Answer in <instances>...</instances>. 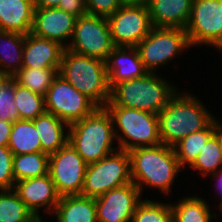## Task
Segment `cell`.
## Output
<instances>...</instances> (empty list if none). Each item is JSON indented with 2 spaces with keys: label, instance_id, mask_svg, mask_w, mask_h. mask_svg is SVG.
Returning <instances> with one entry per match:
<instances>
[{
  "label": "cell",
  "instance_id": "cell-1",
  "mask_svg": "<svg viewBox=\"0 0 222 222\" xmlns=\"http://www.w3.org/2000/svg\"><path fill=\"white\" fill-rule=\"evenodd\" d=\"M179 94V95H178ZM191 94L175 93L158 113L162 144L173 147L187 135L205 129L214 116Z\"/></svg>",
  "mask_w": 222,
  "mask_h": 222
},
{
  "label": "cell",
  "instance_id": "cell-2",
  "mask_svg": "<svg viewBox=\"0 0 222 222\" xmlns=\"http://www.w3.org/2000/svg\"><path fill=\"white\" fill-rule=\"evenodd\" d=\"M68 142L89 165L114 153L115 126L111 114L105 107H98L92 114L69 125ZM113 142V143H112Z\"/></svg>",
  "mask_w": 222,
  "mask_h": 222
},
{
  "label": "cell",
  "instance_id": "cell-3",
  "mask_svg": "<svg viewBox=\"0 0 222 222\" xmlns=\"http://www.w3.org/2000/svg\"><path fill=\"white\" fill-rule=\"evenodd\" d=\"M129 154L132 182L140 192L144 184L166 194L171 192L174 178L181 169L173 147L161 143L134 148Z\"/></svg>",
  "mask_w": 222,
  "mask_h": 222
},
{
  "label": "cell",
  "instance_id": "cell-4",
  "mask_svg": "<svg viewBox=\"0 0 222 222\" xmlns=\"http://www.w3.org/2000/svg\"><path fill=\"white\" fill-rule=\"evenodd\" d=\"M58 74L98 107H105L111 89L106 61L64 49Z\"/></svg>",
  "mask_w": 222,
  "mask_h": 222
},
{
  "label": "cell",
  "instance_id": "cell-5",
  "mask_svg": "<svg viewBox=\"0 0 222 222\" xmlns=\"http://www.w3.org/2000/svg\"><path fill=\"white\" fill-rule=\"evenodd\" d=\"M171 85L154 72H148L116 84L106 106H124L158 114L176 93Z\"/></svg>",
  "mask_w": 222,
  "mask_h": 222
},
{
  "label": "cell",
  "instance_id": "cell-6",
  "mask_svg": "<svg viewBox=\"0 0 222 222\" xmlns=\"http://www.w3.org/2000/svg\"><path fill=\"white\" fill-rule=\"evenodd\" d=\"M105 108L112 116L113 125H117L114 133L120 150L129 152L137 147L156 146L162 143L159 136L158 114L124 106ZM119 130L122 136L118 134Z\"/></svg>",
  "mask_w": 222,
  "mask_h": 222
},
{
  "label": "cell",
  "instance_id": "cell-7",
  "mask_svg": "<svg viewBox=\"0 0 222 222\" xmlns=\"http://www.w3.org/2000/svg\"><path fill=\"white\" fill-rule=\"evenodd\" d=\"M132 182L128 151L120 150L89 164L81 195L97 198L107 191Z\"/></svg>",
  "mask_w": 222,
  "mask_h": 222
},
{
  "label": "cell",
  "instance_id": "cell-8",
  "mask_svg": "<svg viewBox=\"0 0 222 222\" xmlns=\"http://www.w3.org/2000/svg\"><path fill=\"white\" fill-rule=\"evenodd\" d=\"M189 47L185 29L154 26L136 46L145 69L151 73H155V68L168 64L178 52Z\"/></svg>",
  "mask_w": 222,
  "mask_h": 222
},
{
  "label": "cell",
  "instance_id": "cell-9",
  "mask_svg": "<svg viewBox=\"0 0 222 222\" xmlns=\"http://www.w3.org/2000/svg\"><path fill=\"white\" fill-rule=\"evenodd\" d=\"M116 46L107 17L86 14L76 19L68 50L106 61Z\"/></svg>",
  "mask_w": 222,
  "mask_h": 222
},
{
  "label": "cell",
  "instance_id": "cell-10",
  "mask_svg": "<svg viewBox=\"0 0 222 222\" xmlns=\"http://www.w3.org/2000/svg\"><path fill=\"white\" fill-rule=\"evenodd\" d=\"M98 106L79 92L59 74L45 95L46 112L54 114L68 125L92 114Z\"/></svg>",
  "mask_w": 222,
  "mask_h": 222
},
{
  "label": "cell",
  "instance_id": "cell-11",
  "mask_svg": "<svg viewBox=\"0 0 222 222\" xmlns=\"http://www.w3.org/2000/svg\"><path fill=\"white\" fill-rule=\"evenodd\" d=\"M190 46L222 44V0H193L185 28Z\"/></svg>",
  "mask_w": 222,
  "mask_h": 222
},
{
  "label": "cell",
  "instance_id": "cell-12",
  "mask_svg": "<svg viewBox=\"0 0 222 222\" xmlns=\"http://www.w3.org/2000/svg\"><path fill=\"white\" fill-rule=\"evenodd\" d=\"M87 166L69 142L49 155L48 173L60 196L81 195Z\"/></svg>",
  "mask_w": 222,
  "mask_h": 222
},
{
  "label": "cell",
  "instance_id": "cell-13",
  "mask_svg": "<svg viewBox=\"0 0 222 222\" xmlns=\"http://www.w3.org/2000/svg\"><path fill=\"white\" fill-rule=\"evenodd\" d=\"M107 20L115 46L136 47L153 27L147 5H122Z\"/></svg>",
  "mask_w": 222,
  "mask_h": 222
},
{
  "label": "cell",
  "instance_id": "cell-14",
  "mask_svg": "<svg viewBox=\"0 0 222 222\" xmlns=\"http://www.w3.org/2000/svg\"><path fill=\"white\" fill-rule=\"evenodd\" d=\"M141 193L131 182L95 198L98 222H131Z\"/></svg>",
  "mask_w": 222,
  "mask_h": 222
},
{
  "label": "cell",
  "instance_id": "cell-15",
  "mask_svg": "<svg viewBox=\"0 0 222 222\" xmlns=\"http://www.w3.org/2000/svg\"><path fill=\"white\" fill-rule=\"evenodd\" d=\"M77 17L56 7L35 8L31 33L59 42L66 48V41L73 35Z\"/></svg>",
  "mask_w": 222,
  "mask_h": 222
},
{
  "label": "cell",
  "instance_id": "cell-16",
  "mask_svg": "<svg viewBox=\"0 0 222 222\" xmlns=\"http://www.w3.org/2000/svg\"><path fill=\"white\" fill-rule=\"evenodd\" d=\"M13 190L33 214L40 219L38 212L41 209L39 208L45 207L49 213H53L61 197L49 173L15 182Z\"/></svg>",
  "mask_w": 222,
  "mask_h": 222
},
{
  "label": "cell",
  "instance_id": "cell-17",
  "mask_svg": "<svg viewBox=\"0 0 222 222\" xmlns=\"http://www.w3.org/2000/svg\"><path fill=\"white\" fill-rule=\"evenodd\" d=\"M64 49L59 42L30 32L25 35L22 67L59 69Z\"/></svg>",
  "mask_w": 222,
  "mask_h": 222
},
{
  "label": "cell",
  "instance_id": "cell-18",
  "mask_svg": "<svg viewBox=\"0 0 222 222\" xmlns=\"http://www.w3.org/2000/svg\"><path fill=\"white\" fill-rule=\"evenodd\" d=\"M106 67L110 89L120 82L148 73L136 47L116 46L106 60Z\"/></svg>",
  "mask_w": 222,
  "mask_h": 222
},
{
  "label": "cell",
  "instance_id": "cell-19",
  "mask_svg": "<svg viewBox=\"0 0 222 222\" xmlns=\"http://www.w3.org/2000/svg\"><path fill=\"white\" fill-rule=\"evenodd\" d=\"M193 0H150L148 9L154 27L185 29L190 16Z\"/></svg>",
  "mask_w": 222,
  "mask_h": 222
},
{
  "label": "cell",
  "instance_id": "cell-20",
  "mask_svg": "<svg viewBox=\"0 0 222 222\" xmlns=\"http://www.w3.org/2000/svg\"><path fill=\"white\" fill-rule=\"evenodd\" d=\"M33 0H0V30L27 35L34 17Z\"/></svg>",
  "mask_w": 222,
  "mask_h": 222
},
{
  "label": "cell",
  "instance_id": "cell-21",
  "mask_svg": "<svg viewBox=\"0 0 222 222\" xmlns=\"http://www.w3.org/2000/svg\"><path fill=\"white\" fill-rule=\"evenodd\" d=\"M54 214L57 222H98L95 198L83 195L61 196Z\"/></svg>",
  "mask_w": 222,
  "mask_h": 222
},
{
  "label": "cell",
  "instance_id": "cell-22",
  "mask_svg": "<svg viewBox=\"0 0 222 222\" xmlns=\"http://www.w3.org/2000/svg\"><path fill=\"white\" fill-rule=\"evenodd\" d=\"M33 122L38 132L43 152L50 155L57 152L68 142V131L65 133L64 127L68 129L69 125L54 114L45 112L33 119Z\"/></svg>",
  "mask_w": 222,
  "mask_h": 222
},
{
  "label": "cell",
  "instance_id": "cell-23",
  "mask_svg": "<svg viewBox=\"0 0 222 222\" xmlns=\"http://www.w3.org/2000/svg\"><path fill=\"white\" fill-rule=\"evenodd\" d=\"M1 40L4 42L0 45L5 47L0 50V72L11 78L22 68L25 35L0 30ZM8 48L11 50V52L8 51L9 53L7 52Z\"/></svg>",
  "mask_w": 222,
  "mask_h": 222
},
{
  "label": "cell",
  "instance_id": "cell-24",
  "mask_svg": "<svg viewBox=\"0 0 222 222\" xmlns=\"http://www.w3.org/2000/svg\"><path fill=\"white\" fill-rule=\"evenodd\" d=\"M7 147L13 155L43 152L33 120L20 119L13 122Z\"/></svg>",
  "mask_w": 222,
  "mask_h": 222
},
{
  "label": "cell",
  "instance_id": "cell-25",
  "mask_svg": "<svg viewBox=\"0 0 222 222\" xmlns=\"http://www.w3.org/2000/svg\"><path fill=\"white\" fill-rule=\"evenodd\" d=\"M214 133L215 118L205 129L187 135L173 146L181 168L184 165L190 166L195 161L204 145Z\"/></svg>",
  "mask_w": 222,
  "mask_h": 222
},
{
  "label": "cell",
  "instance_id": "cell-26",
  "mask_svg": "<svg viewBox=\"0 0 222 222\" xmlns=\"http://www.w3.org/2000/svg\"><path fill=\"white\" fill-rule=\"evenodd\" d=\"M13 176L15 182L48 174L49 154L34 152L14 155Z\"/></svg>",
  "mask_w": 222,
  "mask_h": 222
},
{
  "label": "cell",
  "instance_id": "cell-27",
  "mask_svg": "<svg viewBox=\"0 0 222 222\" xmlns=\"http://www.w3.org/2000/svg\"><path fill=\"white\" fill-rule=\"evenodd\" d=\"M13 190H0V222H40Z\"/></svg>",
  "mask_w": 222,
  "mask_h": 222
},
{
  "label": "cell",
  "instance_id": "cell-28",
  "mask_svg": "<svg viewBox=\"0 0 222 222\" xmlns=\"http://www.w3.org/2000/svg\"><path fill=\"white\" fill-rule=\"evenodd\" d=\"M59 69L22 67L13 77L17 84L29 90L46 95Z\"/></svg>",
  "mask_w": 222,
  "mask_h": 222
},
{
  "label": "cell",
  "instance_id": "cell-29",
  "mask_svg": "<svg viewBox=\"0 0 222 222\" xmlns=\"http://www.w3.org/2000/svg\"><path fill=\"white\" fill-rule=\"evenodd\" d=\"M209 205L203 198L185 197L172 204L173 222H211L212 217Z\"/></svg>",
  "mask_w": 222,
  "mask_h": 222
},
{
  "label": "cell",
  "instance_id": "cell-30",
  "mask_svg": "<svg viewBox=\"0 0 222 222\" xmlns=\"http://www.w3.org/2000/svg\"><path fill=\"white\" fill-rule=\"evenodd\" d=\"M14 104L20 113V119L33 120L44 114L45 96L29 90L15 82Z\"/></svg>",
  "mask_w": 222,
  "mask_h": 222
},
{
  "label": "cell",
  "instance_id": "cell-31",
  "mask_svg": "<svg viewBox=\"0 0 222 222\" xmlns=\"http://www.w3.org/2000/svg\"><path fill=\"white\" fill-rule=\"evenodd\" d=\"M221 166L222 146L217 134L214 133L189 167L207 176L208 173L212 175L217 172Z\"/></svg>",
  "mask_w": 222,
  "mask_h": 222
},
{
  "label": "cell",
  "instance_id": "cell-32",
  "mask_svg": "<svg viewBox=\"0 0 222 222\" xmlns=\"http://www.w3.org/2000/svg\"><path fill=\"white\" fill-rule=\"evenodd\" d=\"M132 222H173L172 204L142 200L136 207Z\"/></svg>",
  "mask_w": 222,
  "mask_h": 222
},
{
  "label": "cell",
  "instance_id": "cell-33",
  "mask_svg": "<svg viewBox=\"0 0 222 222\" xmlns=\"http://www.w3.org/2000/svg\"><path fill=\"white\" fill-rule=\"evenodd\" d=\"M15 81L8 78L0 87V120L19 121L20 113L14 104Z\"/></svg>",
  "mask_w": 222,
  "mask_h": 222
},
{
  "label": "cell",
  "instance_id": "cell-34",
  "mask_svg": "<svg viewBox=\"0 0 222 222\" xmlns=\"http://www.w3.org/2000/svg\"><path fill=\"white\" fill-rule=\"evenodd\" d=\"M13 153L7 146H0V190L14 188Z\"/></svg>",
  "mask_w": 222,
  "mask_h": 222
},
{
  "label": "cell",
  "instance_id": "cell-35",
  "mask_svg": "<svg viewBox=\"0 0 222 222\" xmlns=\"http://www.w3.org/2000/svg\"><path fill=\"white\" fill-rule=\"evenodd\" d=\"M88 14L108 17L122 5L121 0H85Z\"/></svg>",
  "mask_w": 222,
  "mask_h": 222
},
{
  "label": "cell",
  "instance_id": "cell-36",
  "mask_svg": "<svg viewBox=\"0 0 222 222\" xmlns=\"http://www.w3.org/2000/svg\"><path fill=\"white\" fill-rule=\"evenodd\" d=\"M56 8L73 14L77 18L88 14L85 0H64Z\"/></svg>",
  "mask_w": 222,
  "mask_h": 222
},
{
  "label": "cell",
  "instance_id": "cell-37",
  "mask_svg": "<svg viewBox=\"0 0 222 222\" xmlns=\"http://www.w3.org/2000/svg\"><path fill=\"white\" fill-rule=\"evenodd\" d=\"M13 122L0 120V146H8Z\"/></svg>",
  "mask_w": 222,
  "mask_h": 222
},
{
  "label": "cell",
  "instance_id": "cell-38",
  "mask_svg": "<svg viewBox=\"0 0 222 222\" xmlns=\"http://www.w3.org/2000/svg\"><path fill=\"white\" fill-rule=\"evenodd\" d=\"M64 0H33L35 8L57 7Z\"/></svg>",
  "mask_w": 222,
  "mask_h": 222
},
{
  "label": "cell",
  "instance_id": "cell-39",
  "mask_svg": "<svg viewBox=\"0 0 222 222\" xmlns=\"http://www.w3.org/2000/svg\"><path fill=\"white\" fill-rule=\"evenodd\" d=\"M212 175H213V177L216 176V177L218 178V179H217V180H218L217 183H218V187H219L218 190L221 191V192H220V193H221V195H220V196H221V201H220L221 204L219 203V205H220L219 207L221 208V211H222V169L218 170L217 172H215V173L212 174Z\"/></svg>",
  "mask_w": 222,
  "mask_h": 222
},
{
  "label": "cell",
  "instance_id": "cell-40",
  "mask_svg": "<svg viewBox=\"0 0 222 222\" xmlns=\"http://www.w3.org/2000/svg\"><path fill=\"white\" fill-rule=\"evenodd\" d=\"M123 5H148L150 0H121Z\"/></svg>",
  "mask_w": 222,
  "mask_h": 222
},
{
  "label": "cell",
  "instance_id": "cell-41",
  "mask_svg": "<svg viewBox=\"0 0 222 222\" xmlns=\"http://www.w3.org/2000/svg\"><path fill=\"white\" fill-rule=\"evenodd\" d=\"M215 133L217 134L222 146V125L215 120Z\"/></svg>",
  "mask_w": 222,
  "mask_h": 222
},
{
  "label": "cell",
  "instance_id": "cell-42",
  "mask_svg": "<svg viewBox=\"0 0 222 222\" xmlns=\"http://www.w3.org/2000/svg\"><path fill=\"white\" fill-rule=\"evenodd\" d=\"M9 77L5 74L0 72V87L4 84V82L8 79Z\"/></svg>",
  "mask_w": 222,
  "mask_h": 222
},
{
  "label": "cell",
  "instance_id": "cell-43",
  "mask_svg": "<svg viewBox=\"0 0 222 222\" xmlns=\"http://www.w3.org/2000/svg\"><path fill=\"white\" fill-rule=\"evenodd\" d=\"M218 49L222 51V44L218 47Z\"/></svg>",
  "mask_w": 222,
  "mask_h": 222
}]
</instances>
